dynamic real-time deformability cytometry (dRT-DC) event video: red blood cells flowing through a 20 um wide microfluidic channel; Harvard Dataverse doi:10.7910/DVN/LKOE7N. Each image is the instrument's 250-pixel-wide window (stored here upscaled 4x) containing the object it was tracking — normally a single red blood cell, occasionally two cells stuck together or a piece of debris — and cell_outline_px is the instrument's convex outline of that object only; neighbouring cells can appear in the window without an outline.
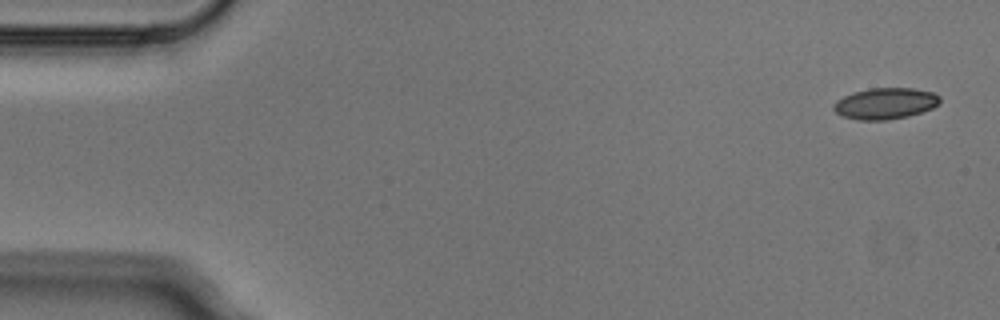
{"species": "Egyptian fruit bat (a non-hibernating species)", "species_latin": "Rousettus aegyptiacus", "temperature_condition": "cold", "stored_images_in_passage": 3, "camera_frame_rate_fps": 3000, "um_per_image_px": 0.085, "animal": {"sex": "male"}, "frame": {"image": 1, "passage_image": 1, "time_ms": 0.0, "image_size_px": [1000, 320], "cell_outline_px": [[940, 104], [932, 108], [908, 116], [888, 120], [856, 120], [840, 116], [832, 108], [836, 100], [844, 96], [868, 88], [912, 88], [932, 92], [940, 96]], "centroid_in_image_um": [75.24, 8.8], "position_along_channel_um": 9.8, "area_um2": 19.42}}